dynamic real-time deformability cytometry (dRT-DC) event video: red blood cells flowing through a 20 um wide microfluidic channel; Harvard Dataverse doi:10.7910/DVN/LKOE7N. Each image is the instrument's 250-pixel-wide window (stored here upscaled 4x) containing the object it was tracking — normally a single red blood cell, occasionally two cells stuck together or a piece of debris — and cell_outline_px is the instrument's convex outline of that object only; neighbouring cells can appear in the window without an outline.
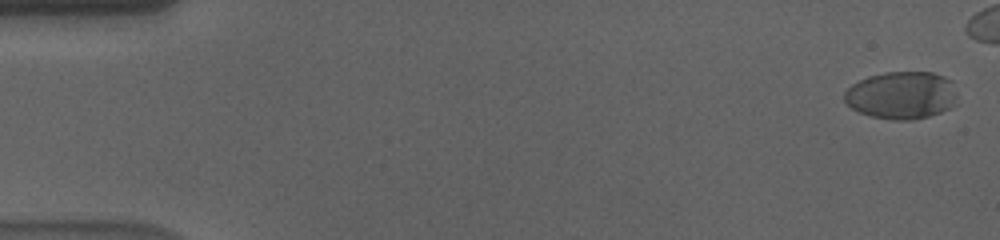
{"species": "human", "species_latin": "Homo sapiens", "temperature_condition": "cold", "stored_images_in_passage": 52, "camera_frame_rate_fps": 3000, "um_per_image_px": 0.085, "donor": {"sex": "male"}, "frame": {"image": 1, "passage_image": 2, "time_ms": 0.333, "image_size_px": [1000, 240], "cell_outline_px": [[956, 104], [940, 112], [928, 116], [912, 120], [896, 120], [872, 116], [860, 112], [852, 108], [844, 100], [844, 92], [852, 84], [868, 76], [884, 72], [932, 72], [944, 76], [952, 80], [956, 92]], "centroid_in_image_um": [76.65, 8.08], "position_along_channel_um": 8.4, "area_um2": 31.33}}
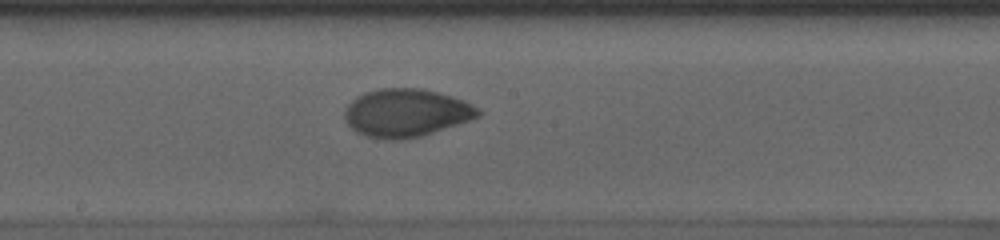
{"frame": {"image": 2, "passage_image": 32, "time_ms": 10.333, "image_size_px": [1000, 240], "cell_outline_px": [[484, 112], [480, 116], [420, 136], [400, 140], [384, 140], [368, 136], [356, 132], [344, 120], [344, 112], [348, 104], [356, 96], [364, 92], [380, 88], [420, 88], [452, 96], [464, 100], [480, 108]], "centroid_in_image_um": [34.51, 9.58], "position_along_channel_um": 213.7, "area_um2": 37.4}}
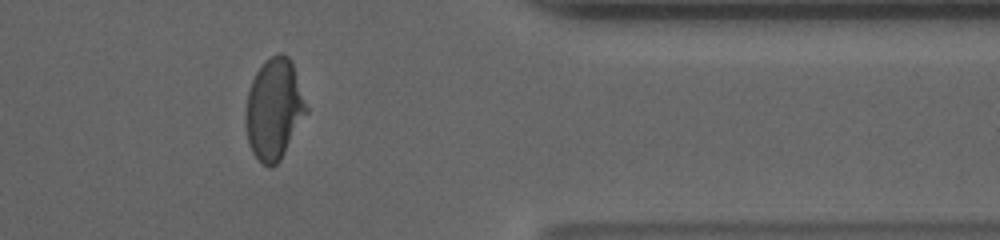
{"frame": {"image": 3, "passage_image": 48, "time_ms": 15.667, "image_size_px": [1000, 240], "cell_outline_px": [[308, 112], [280, 160], [276, 164], [268, 168], [252, 152], [248, 144], [244, 124], [244, 112], [248, 92], [252, 80], [256, 72], [272, 56], [280, 52], [284, 52], [292, 60], [308, 108]], "centroid_in_image_um": [23.29, 9.28], "position_along_channel_um": 388.1, "area_um2": 35.84}, "authors_computed_cell_mechanics": {"area_um2": 36.125, "velocity_mm_per_s": 3.5929, "shape_relaxation_time_tau1_ms": 5.9939, "shape_relaxation_time_tau2_ms": 1.4631, "deformation_change_tau1": 0.1843, "deformation_change_tau2": 0.0422}}